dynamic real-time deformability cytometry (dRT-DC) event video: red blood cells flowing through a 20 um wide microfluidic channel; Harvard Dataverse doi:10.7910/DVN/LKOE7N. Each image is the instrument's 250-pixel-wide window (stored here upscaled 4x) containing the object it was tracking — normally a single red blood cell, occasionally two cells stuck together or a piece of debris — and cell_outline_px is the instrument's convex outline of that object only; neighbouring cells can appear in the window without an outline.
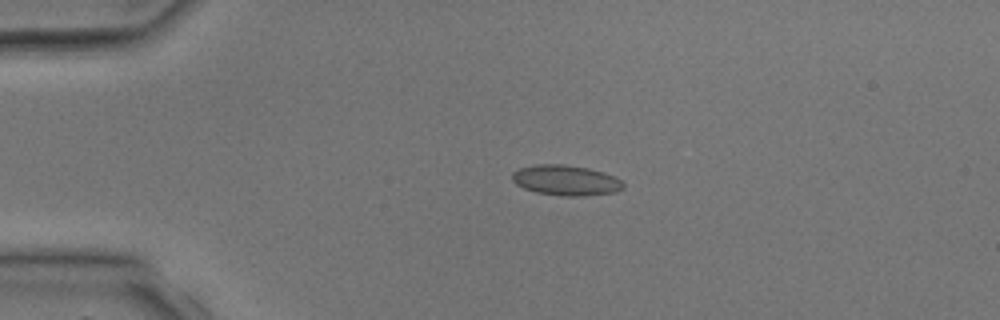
{"species": "common noctule bat (a hibernating species)", "species_latin": "Nyctalus noctula", "temperature_condition": "room temperature", "stored_images_in_passage": 4, "camera_frame_rate_fps": 3000, "um_per_image_px": 0.085, "animal": {"sex": "male", "body_mass_g": 17.9, "forearm_length_mm": 54.2}, "frame": {"image": 1, "passage_image": 2, "time_ms": 1.333, "image_size_px": [1000, 320], "cell_outline_px": [[624, 188], [616, 192], [580, 196], [564, 196], [536, 192], [524, 188], [516, 184], [512, 180], [512, 172], [520, 168], [536, 164], [564, 164], [588, 168], [604, 172], [616, 176], [624, 184]], "centroid_in_image_um": [48.11, 15.32], "position_along_channel_um": 36.9, "area_um2": 19.71}}